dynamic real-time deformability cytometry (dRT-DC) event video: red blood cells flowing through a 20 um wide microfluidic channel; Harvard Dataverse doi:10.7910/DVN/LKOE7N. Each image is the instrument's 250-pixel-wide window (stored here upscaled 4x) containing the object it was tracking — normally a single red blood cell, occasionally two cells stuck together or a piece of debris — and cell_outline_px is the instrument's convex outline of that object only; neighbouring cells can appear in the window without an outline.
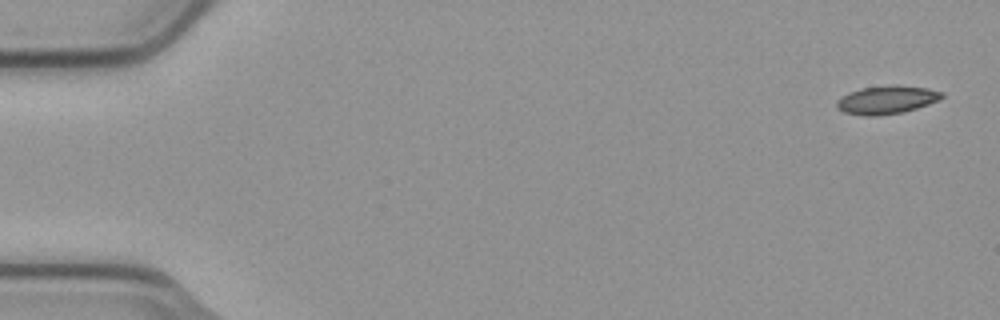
{"species": "common noctule bat (a hibernating species)", "species_latin": "Nyctalus noctula", "temperature_condition": "cold", "stored_images_in_passage": 54, "camera_frame_rate_fps": 3000, "um_per_image_px": 0.085, "animal": {"sex": "male", "body_mass_g": 23.1, "forearm_length_mm": 52.7}, "frame": {"image": 1, "passage_image": 1, "time_ms": 0.0, "image_size_px": [1000, 320], "cell_outline_px": [[944, 96], [928, 104], [916, 108], [900, 112], [876, 116], [864, 116], [844, 112], [836, 108], [836, 100], [840, 96], [848, 92], [860, 88], [892, 84], [896, 84], [928, 88], [944, 92]], "centroid_in_image_um": [75.32, 8.46], "position_along_channel_um": 9.7, "area_um2": 17.46}}
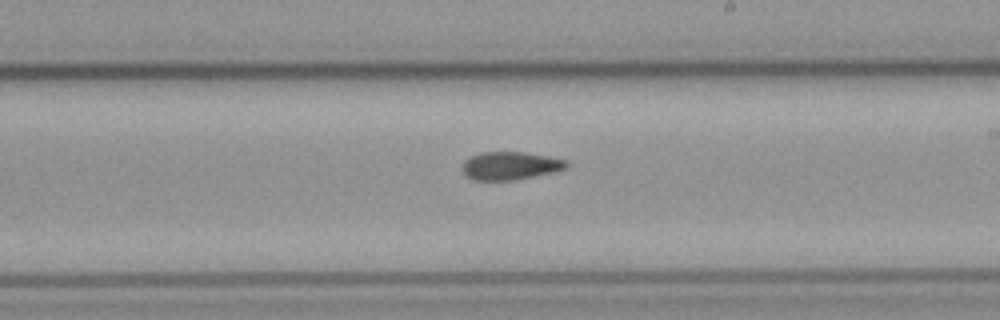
{"frame": {"image": 2, "passage_image": 31, "time_ms": 10.0, "image_size_px": [1000, 320], "cell_outline_px": [[568, 168], [552, 172], [512, 180], [472, 180], [460, 168], [464, 160], [480, 152], [524, 152], [548, 156], [564, 160], [568, 164]], "centroid_in_image_um": [43.33, 14.08], "position_along_channel_um": 245.7, "area_um2": 16.88}}
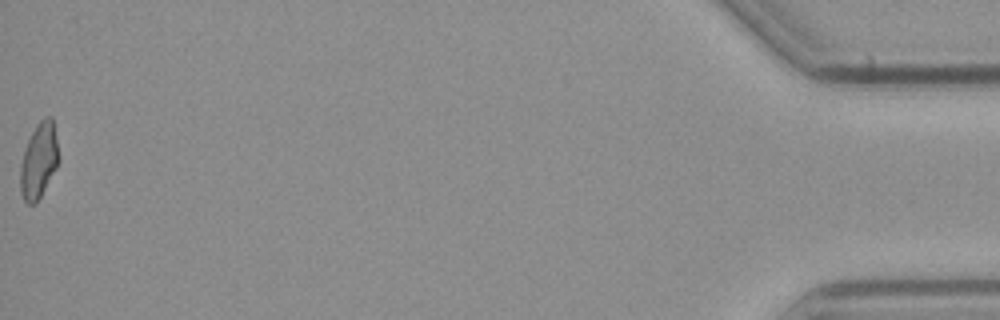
{"frame": {"image": 3, "passage_image": 54, "time_ms": 17.667, "image_size_px": [1000, 320], "cell_outline_px": [[60, 160], [56, 168], [36, 204], [28, 204], [24, 200], [20, 192], [20, 168], [24, 148], [36, 124], [44, 116], [52, 116], [56, 136]], "centroid_in_image_um": [3.3, 13.64], "position_along_channel_um": 431.9, "area_um2": 16.99}, "authors_computed_cell_mechanics": {"area_um2": 17.2244, "velocity_mm_per_s": 3.7759, "shape_relaxation_time_tau1_ms": null, "shape_relaxation_time_tau2_ms": 6.1896, "deformation_change_tau1": null, "deformation_change_tau2": 0.1289}}